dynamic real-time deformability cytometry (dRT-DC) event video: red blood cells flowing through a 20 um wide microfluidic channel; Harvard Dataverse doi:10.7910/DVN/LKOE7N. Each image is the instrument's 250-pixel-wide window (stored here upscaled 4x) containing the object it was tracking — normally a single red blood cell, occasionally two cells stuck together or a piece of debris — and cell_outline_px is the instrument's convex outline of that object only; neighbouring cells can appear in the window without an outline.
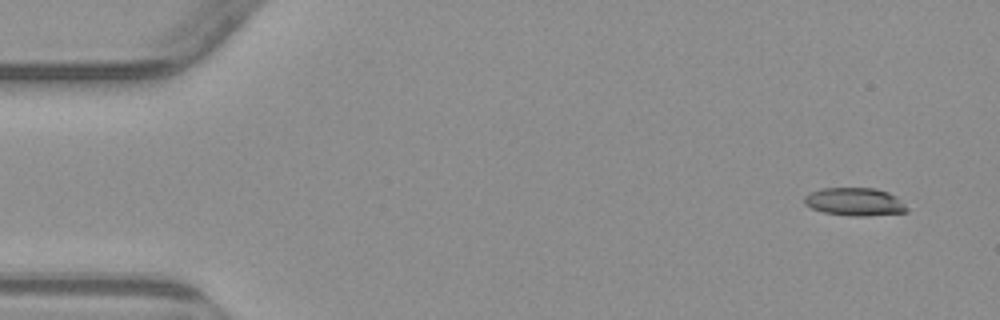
{"species": "common noctule bat (a hibernating species)", "species_latin": "Nyctalus noctula", "temperature_condition": "warm", "stored_images_in_passage": 6, "camera_frame_rate_fps": 3000, "um_per_image_px": 0.085, "animal": {"sex": "male", "body_mass_g": 23.1, "forearm_length_mm": 52.7}, "frame": {"image": 1, "passage_image": 1, "time_ms": 0.0, "image_size_px": [1000, 320], "cell_outline_px": [[908, 212], [868, 216], [852, 216], [824, 212], [812, 208], [804, 204], [804, 196], [820, 188], [876, 188], [888, 192], [896, 196], [908, 208]], "centroid_in_image_um": [72.67, 17.15], "position_along_channel_um": 12.3, "area_um2": 16.76}}
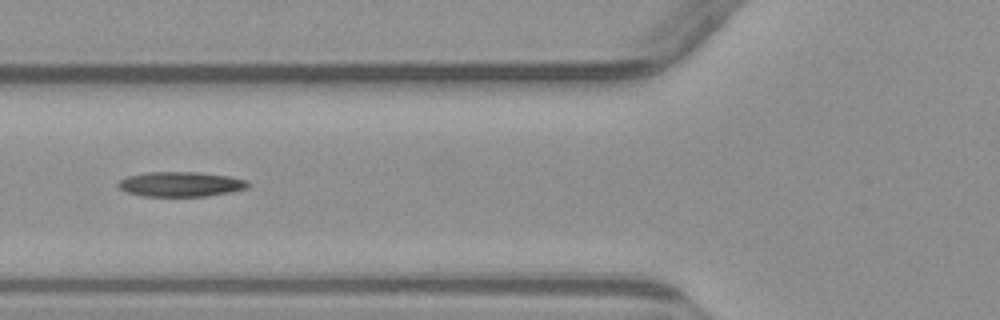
{"frame": {"image": 2, "passage_image": 5, "time_ms": 5.667, "image_size_px": [1000, 320], "cell_outline_px": [[248, 188], [232, 192], [208, 196], [144, 196], [128, 192], [120, 188], [116, 184], [120, 180], [128, 176], [144, 172], [196, 172], [228, 176], [248, 180]], "centroid_in_image_um": [15.37, 15.65], "position_along_channel_um": 110.4, "area_um2": 18.79}}
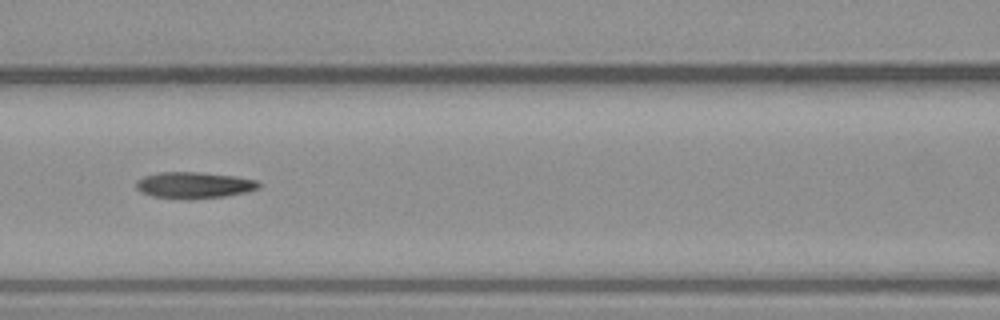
{"frame": {"image": 3, "passage_image": 6, "time_ms": 6.667, "image_size_px": [1000, 320], "cell_outline_px": [[260, 188], [244, 192], [224, 196], [152, 196], [140, 192], [136, 188], [136, 180], [144, 176], [160, 172], [200, 172], [236, 176], [256, 180], [260, 184]], "centroid_in_image_um": [16.49, 15.68], "position_along_channel_um": 150.1, "area_um2": 17.92}}